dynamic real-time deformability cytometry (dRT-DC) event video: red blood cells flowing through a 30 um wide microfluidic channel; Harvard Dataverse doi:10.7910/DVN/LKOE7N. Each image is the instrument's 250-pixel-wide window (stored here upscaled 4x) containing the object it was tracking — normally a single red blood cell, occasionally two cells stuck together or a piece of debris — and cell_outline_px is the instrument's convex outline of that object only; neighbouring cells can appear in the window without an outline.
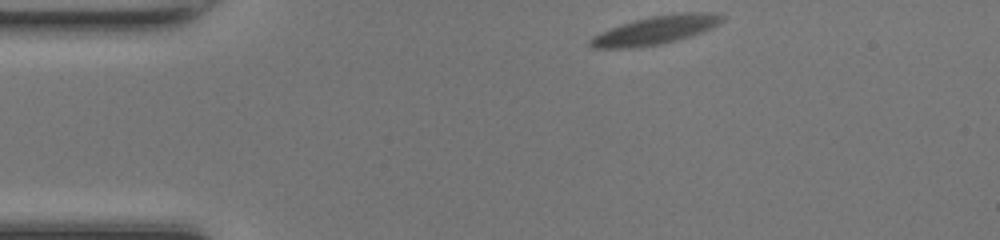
{"species": "common noctule bat (a hibernating species)", "species_latin": "Nyctalus noctula", "temperature_condition": "room temperature", "stored_images_in_passage": 46, "camera_frame_rate_fps": 3000, "um_per_image_px": 0.085, "animal": {"sex": "female", "body_mass_g": 17.0, "forearm_length_mm": 48.0}, "frame": {"image": 1, "passage_image": 1, "time_ms": 0.0, "image_size_px": [1000, 240], "cell_outline_px": [[724, 20], [712, 28], [676, 40], [660, 44], [632, 48], [592, 48], [588, 44], [588, 40], [592, 36], [612, 28], [636, 20], [652, 16], [688, 12], [712, 12], [724, 16]], "centroid_in_image_um": [55.72, 2.57], "position_along_channel_um": 29.3, "area_um2": 21.39}}
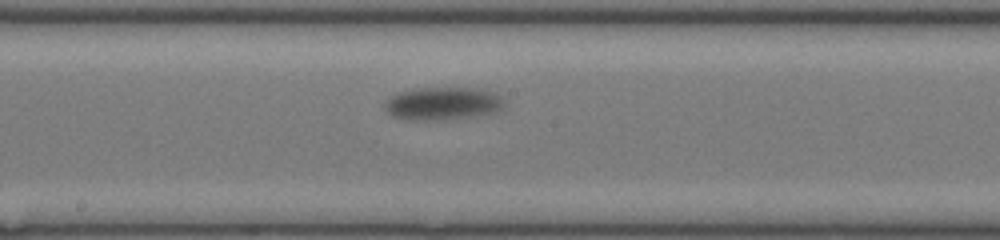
{"frame": {"image": 2, "passage_image": 20, "time_ms": 6.333, "image_size_px": [1000, 240], "cell_outline_px": [[504, 108], [496, 112], [464, 116], [428, 120], [408, 120], [392, 116], [384, 108], [384, 104], [392, 96], [400, 92], [424, 88], [476, 88], [492, 92], [500, 96], [504, 100]], "centroid_in_image_um": [37.63, 8.79], "position_along_channel_um": 210.6, "area_um2": 22.31}}
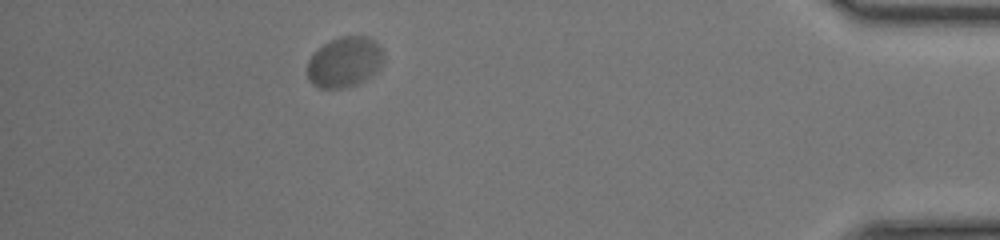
{"frame": {"image": 3, "passage_image": 40, "time_ms": 13.0, "image_size_px": [1000, 240], "cell_outline_px": [[384, 60], [380, 68], [372, 76], [356, 84], [344, 88], [316, 88], [308, 80], [308, 60], [312, 52], [324, 44], [340, 36], [368, 36], [380, 44], [384, 56]], "centroid_in_image_um": [29.3, 5.27], "position_along_channel_um": 405.9, "area_um2": 22.77}, "authors_computed_cell_mechanics": {"area_um2": 22.1085, "velocity_mm_per_s": 3.8026, "shape_relaxation_time_tau1_ms": 5.7072, "shape_relaxation_time_tau2_ms": null, "deformation_change_tau1": 0.2184, "deformation_change_tau2": null}}